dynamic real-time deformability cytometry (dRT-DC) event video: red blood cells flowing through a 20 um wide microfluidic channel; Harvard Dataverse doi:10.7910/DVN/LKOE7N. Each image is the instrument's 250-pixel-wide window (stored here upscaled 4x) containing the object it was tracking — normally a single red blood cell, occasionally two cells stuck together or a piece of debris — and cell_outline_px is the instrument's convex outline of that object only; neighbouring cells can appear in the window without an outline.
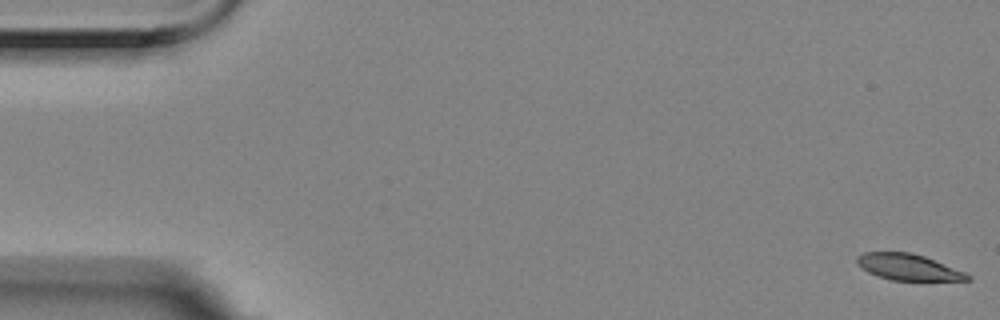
{"species": "Egyptian fruit bat (a non-hibernating species)", "species_latin": "Rousettus aegyptiacus", "temperature_condition": "room temperature", "stored_images_in_passage": 15, "camera_frame_rate_fps": 3000, "um_per_image_px": 0.085, "animal": {"sex": "female"}, "frame": {"image": 1, "passage_image": 1, "time_ms": 0.0, "image_size_px": [1000, 320], "cell_outline_px": [[972, 280], [892, 280], [868, 272], [856, 264], [856, 256], [864, 252], [912, 252], [924, 256], [964, 272], [972, 276]], "centroid_in_image_um": [77.17, 22.69], "position_along_channel_um": 7.8, "area_um2": 16.7}}
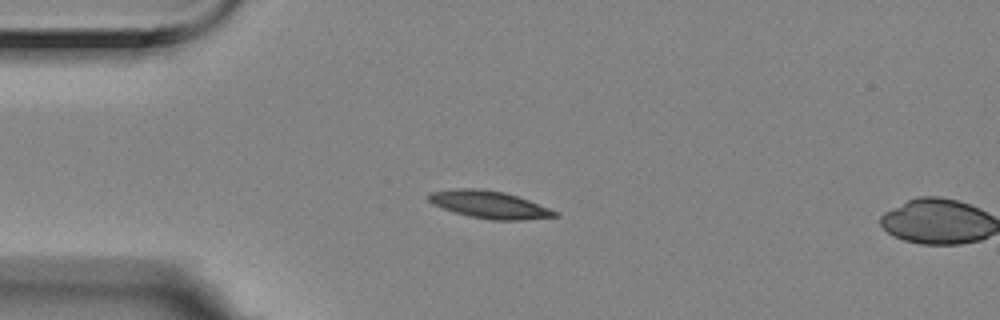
{"frame": {"image": 2, "passage_image": 14, "time_ms": 4.333, "image_size_px": [1000, 320], "cell_outline_px": [[560, 216], [520, 220], [492, 220], [468, 216], [432, 204], [428, 200], [428, 192], [452, 188], [480, 188], [504, 192], [528, 200], [560, 212]], "centroid_in_image_um": [41.58, 17.38], "position_along_channel_um": 43.4, "area_um2": 20.23}}